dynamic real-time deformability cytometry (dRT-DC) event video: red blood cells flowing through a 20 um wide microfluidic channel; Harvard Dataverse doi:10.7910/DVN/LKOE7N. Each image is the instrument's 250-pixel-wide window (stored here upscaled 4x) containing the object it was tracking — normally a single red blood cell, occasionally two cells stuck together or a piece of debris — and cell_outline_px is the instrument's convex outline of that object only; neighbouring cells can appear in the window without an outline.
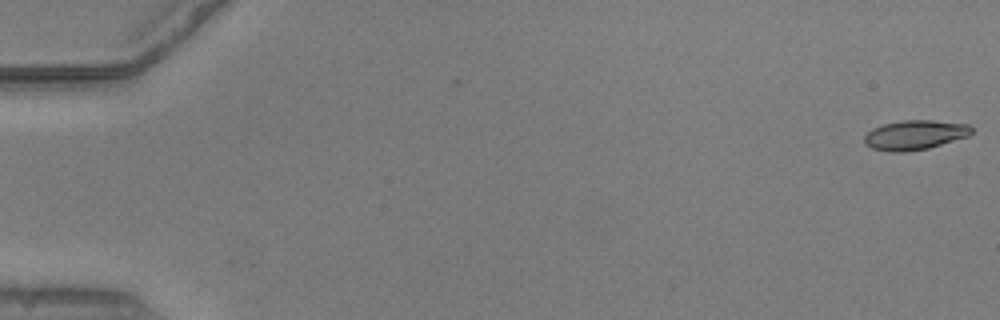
{"species": "common noctule bat (a hibernating species)", "species_latin": "Nyctalus noctula", "temperature_condition": "warm", "stored_images_in_passage": 53, "camera_frame_rate_fps": 3000, "um_per_image_px": 0.085, "animal": {"sex": "male", "body_mass_g": 20.5, "forearm_length_mm": 52.5}, "frame": {"image": 1, "passage_image": 1, "time_ms": 0.0, "image_size_px": [1000, 320], "cell_outline_px": [[972, 132], [968, 136], [928, 148], [904, 152], [888, 152], [872, 148], [864, 144], [864, 136], [872, 128], [884, 124], [904, 120], [932, 120], [968, 124], [972, 128]], "centroid_in_image_um": [77.74, 11.47], "position_along_channel_um": 7.3, "area_um2": 18.44}}
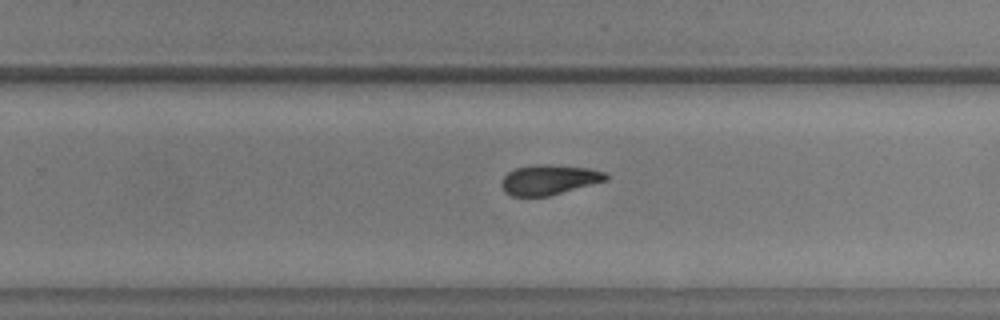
{"frame": {"image": 2, "passage_image": 35, "time_ms": 11.333, "image_size_px": [1000, 320], "cell_outline_px": [[608, 180], [548, 196], [512, 196], [504, 192], [500, 184], [500, 180], [508, 172], [516, 168], [532, 164], [548, 164], [588, 168], [604, 172], [608, 176]], "centroid_in_image_um": [46.63, 15.27], "position_along_channel_um": 283.2, "area_um2": 18.32}}
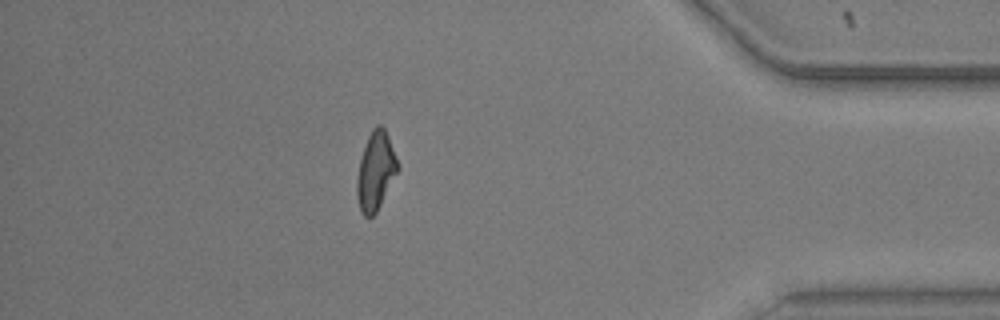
{"frame": {"image": 3, "passage_image": 47, "time_ms": 15.333, "image_size_px": [1000, 320], "cell_outline_px": [[400, 168], [376, 212], [368, 220], [360, 212], [356, 196], [356, 180], [360, 160], [368, 136], [372, 128], [376, 124], [380, 124], [384, 128], [396, 156]], "centroid_in_image_um": [31.91, 14.57], "position_along_channel_um": 403.3, "area_um2": 18.67}, "authors_computed_cell_mechanics": {"area_um2": 18.6694, "velocity_mm_per_s": 3.9039, "shape_relaxation_time_tau1_ms": 8.4033, "shape_relaxation_time_tau2_ms": 4.5696, "deformation_change_tau1": 0.2265, "deformation_change_tau2": 0.1219}}